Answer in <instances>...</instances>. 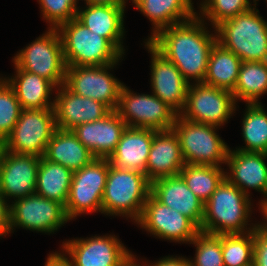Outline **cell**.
<instances>
[{"label":"cell","instance_id":"obj_1","mask_svg":"<svg viewBox=\"0 0 267 266\" xmlns=\"http://www.w3.org/2000/svg\"><path fill=\"white\" fill-rule=\"evenodd\" d=\"M203 23L195 16L160 30L148 41L178 68L189 84L190 78L203 83L210 51L217 42V36L209 34Z\"/></svg>","mask_w":267,"mask_h":266},{"label":"cell","instance_id":"obj_2","mask_svg":"<svg viewBox=\"0 0 267 266\" xmlns=\"http://www.w3.org/2000/svg\"><path fill=\"white\" fill-rule=\"evenodd\" d=\"M249 195L243 193L226 177L204 204L201 232L213 235L246 234L251 212ZM246 231V232H245Z\"/></svg>","mask_w":267,"mask_h":266},{"label":"cell","instance_id":"obj_3","mask_svg":"<svg viewBox=\"0 0 267 266\" xmlns=\"http://www.w3.org/2000/svg\"><path fill=\"white\" fill-rule=\"evenodd\" d=\"M257 12L254 4L215 27L217 42L243 62H267V22Z\"/></svg>","mask_w":267,"mask_h":266},{"label":"cell","instance_id":"obj_4","mask_svg":"<svg viewBox=\"0 0 267 266\" xmlns=\"http://www.w3.org/2000/svg\"><path fill=\"white\" fill-rule=\"evenodd\" d=\"M151 194V182L144 173L109 165L102 197V213L126 215L137 222Z\"/></svg>","mask_w":267,"mask_h":266},{"label":"cell","instance_id":"obj_5","mask_svg":"<svg viewBox=\"0 0 267 266\" xmlns=\"http://www.w3.org/2000/svg\"><path fill=\"white\" fill-rule=\"evenodd\" d=\"M57 30L66 66H105L118 63L122 57L106 38L91 32L76 18Z\"/></svg>","mask_w":267,"mask_h":266},{"label":"cell","instance_id":"obj_6","mask_svg":"<svg viewBox=\"0 0 267 266\" xmlns=\"http://www.w3.org/2000/svg\"><path fill=\"white\" fill-rule=\"evenodd\" d=\"M218 126L194 123L177 115L172 129L178 136L186 164L220 166L229 147L217 135Z\"/></svg>","mask_w":267,"mask_h":266},{"label":"cell","instance_id":"obj_7","mask_svg":"<svg viewBox=\"0 0 267 266\" xmlns=\"http://www.w3.org/2000/svg\"><path fill=\"white\" fill-rule=\"evenodd\" d=\"M56 129L54 108L22 109L11 134L0 146L9 152L42 157Z\"/></svg>","mask_w":267,"mask_h":266},{"label":"cell","instance_id":"obj_8","mask_svg":"<svg viewBox=\"0 0 267 266\" xmlns=\"http://www.w3.org/2000/svg\"><path fill=\"white\" fill-rule=\"evenodd\" d=\"M13 60L17 67L49 80L55 88L65 83L66 64L57 29L48 30L21 50Z\"/></svg>","mask_w":267,"mask_h":266},{"label":"cell","instance_id":"obj_9","mask_svg":"<svg viewBox=\"0 0 267 266\" xmlns=\"http://www.w3.org/2000/svg\"><path fill=\"white\" fill-rule=\"evenodd\" d=\"M110 162L108 158H95L91 163L73 172L65 211L69 220L87 212L102 213V197Z\"/></svg>","mask_w":267,"mask_h":266},{"label":"cell","instance_id":"obj_10","mask_svg":"<svg viewBox=\"0 0 267 266\" xmlns=\"http://www.w3.org/2000/svg\"><path fill=\"white\" fill-rule=\"evenodd\" d=\"M127 127L164 131L172 129L177 113L157 96L134 94L125 85L121 88L116 109Z\"/></svg>","mask_w":267,"mask_h":266},{"label":"cell","instance_id":"obj_11","mask_svg":"<svg viewBox=\"0 0 267 266\" xmlns=\"http://www.w3.org/2000/svg\"><path fill=\"white\" fill-rule=\"evenodd\" d=\"M235 104L232 92L204 83L189 84L185 107L179 115L194 123L219 127L232 116Z\"/></svg>","mask_w":267,"mask_h":266},{"label":"cell","instance_id":"obj_12","mask_svg":"<svg viewBox=\"0 0 267 266\" xmlns=\"http://www.w3.org/2000/svg\"><path fill=\"white\" fill-rule=\"evenodd\" d=\"M117 63L105 66H66L64 85L73 93L104 103L111 110L119 104L123 83L109 74Z\"/></svg>","mask_w":267,"mask_h":266},{"label":"cell","instance_id":"obj_13","mask_svg":"<svg viewBox=\"0 0 267 266\" xmlns=\"http://www.w3.org/2000/svg\"><path fill=\"white\" fill-rule=\"evenodd\" d=\"M10 205V231L19 226L28 230L51 233L69 221L61 203L31 194Z\"/></svg>","mask_w":267,"mask_h":266},{"label":"cell","instance_id":"obj_14","mask_svg":"<svg viewBox=\"0 0 267 266\" xmlns=\"http://www.w3.org/2000/svg\"><path fill=\"white\" fill-rule=\"evenodd\" d=\"M62 246L72 261L59 254L70 266H121L132 255L114 236L73 239Z\"/></svg>","mask_w":267,"mask_h":266},{"label":"cell","instance_id":"obj_15","mask_svg":"<svg viewBox=\"0 0 267 266\" xmlns=\"http://www.w3.org/2000/svg\"><path fill=\"white\" fill-rule=\"evenodd\" d=\"M143 229L162 239L191 242L200 229L186 216L148 196L137 221Z\"/></svg>","mask_w":267,"mask_h":266},{"label":"cell","instance_id":"obj_16","mask_svg":"<svg viewBox=\"0 0 267 266\" xmlns=\"http://www.w3.org/2000/svg\"><path fill=\"white\" fill-rule=\"evenodd\" d=\"M40 159L36 155L9 152L0 146V194L5 200L35 194Z\"/></svg>","mask_w":267,"mask_h":266},{"label":"cell","instance_id":"obj_17","mask_svg":"<svg viewBox=\"0 0 267 266\" xmlns=\"http://www.w3.org/2000/svg\"><path fill=\"white\" fill-rule=\"evenodd\" d=\"M145 46L152 54L151 86L153 94L179 115L185 107L189 83L183 78L178 68L148 41Z\"/></svg>","mask_w":267,"mask_h":266},{"label":"cell","instance_id":"obj_18","mask_svg":"<svg viewBox=\"0 0 267 266\" xmlns=\"http://www.w3.org/2000/svg\"><path fill=\"white\" fill-rule=\"evenodd\" d=\"M54 99L56 127L72 130L76 126L104 118L112 110L104 103L71 92L64 84Z\"/></svg>","mask_w":267,"mask_h":266},{"label":"cell","instance_id":"obj_19","mask_svg":"<svg viewBox=\"0 0 267 266\" xmlns=\"http://www.w3.org/2000/svg\"><path fill=\"white\" fill-rule=\"evenodd\" d=\"M127 125L116 110L104 118L76 126L72 132L96 158H109Z\"/></svg>","mask_w":267,"mask_h":266},{"label":"cell","instance_id":"obj_20","mask_svg":"<svg viewBox=\"0 0 267 266\" xmlns=\"http://www.w3.org/2000/svg\"><path fill=\"white\" fill-rule=\"evenodd\" d=\"M151 194L163 205L189 218L201 230L204 203L187 187L180 175L156 179L151 183Z\"/></svg>","mask_w":267,"mask_h":266},{"label":"cell","instance_id":"obj_21","mask_svg":"<svg viewBox=\"0 0 267 266\" xmlns=\"http://www.w3.org/2000/svg\"><path fill=\"white\" fill-rule=\"evenodd\" d=\"M185 164L175 131H155L146 165L148 180L152 183L156 179L179 175Z\"/></svg>","mask_w":267,"mask_h":266},{"label":"cell","instance_id":"obj_22","mask_svg":"<svg viewBox=\"0 0 267 266\" xmlns=\"http://www.w3.org/2000/svg\"><path fill=\"white\" fill-rule=\"evenodd\" d=\"M266 158V153L229 150L225 164L229 165L230 174L226 173L225 177L246 195H249L247 189L252 188L262 192L266 198L267 164L264 161Z\"/></svg>","mask_w":267,"mask_h":266},{"label":"cell","instance_id":"obj_23","mask_svg":"<svg viewBox=\"0 0 267 266\" xmlns=\"http://www.w3.org/2000/svg\"><path fill=\"white\" fill-rule=\"evenodd\" d=\"M155 130L126 127L115 151L108 158L111 165L144 173Z\"/></svg>","mask_w":267,"mask_h":266},{"label":"cell","instance_id":"obj_24","mask_svg":"<svg viewBox=\"0 0 267 266\" xmlns=\"http://www.w3.org/2000/svg\"><path fill=\"white\" fill-rule=\"evenodd\" d=\"M125 5L87 4L85 10H77L76 19L91 32L106 38L121 54L124 34Z\"/></svg>","mask_w":267,"mask_h":266},{"label":"cell","instance_id":"obj_25","mask_svg":"<svg viewBox=\"0 0 267 266\" xmlns=\"http://www.w3.org/2000/svg\"><path fill=\"white\" fill-rule=\"evenodd\" d=\"M44 157L73 172L91 163L96 157L87 149L72 130L56 129L48 142Z\"/></svg>","mask_w":267,"mask_h":266},{"label":"cell","instance_id":"obj_26","mask_svg":"<svg viewBox=\"0 0 267 266\" xmlns=\"http://www.w3.org/2000/svg\"><path fill=\"white\" fill-rule=\"evenodd\" d=\"M15 77L6 79L13 89L22 109L54 108V101L48 102L55 87L49 80L29 73L15 65Z\"/></svg>","mask_w":267,"mask_h":266},{"label":"cell","instance_id":"obj_27","mask_svg":"<svg viewBox=\"0 0 267 266\" xmlns=\"http://www.w3.org/2000/svg\"><path fill=\"white\" fill-rule=\"evenodd\" d=\"M192 4V0H144L137 9L155 26L148 41L160 30L197 16Z\"/></svg>","mask_w":267,"mask_h":266},{"label":"cell","instance_id":"obj_28","mask_svg":"<svg viewBox=\"0 0 267 266\" xmlns=\"http://www.w3.org/2000/svg\"><path fill=\"white\" fill-rule=\"evenodd\" d=\"M242 62L236 54L216 42L209 54L203 83L233 92Z\"/></svg>","mask_w":267,"mask_h":266},{"label":"cell","instance_id":"obj_29","mask_svg":"<svg viewBox=\"0 0 267 266\" xmlns=\"http://www.w3.org/2000/svg\"><path fill=\"white\" fill-rule=\"evenodd\" d=\"M73 171L41 157L37 171L35 193L66 205Z\"/></svg>","mask_w":267,"mask_h":266},{"label":"cell","instance_id":"obj_30","mask_svg":"<svg viewBox=\"0 0 267 266\" xmlns=\"http://www.w3.org/2000/svg\"><path fill=\"white\" fill-rule=\"evenodd\" d=\"M232 93L235 102L259 103V97L267 93V62H242Z\"/></svg>","mask_w":267,"mask_h":266},{"label":"cell","instance_id":"obj_31","mask_svg":"<svg viewBox=\"0 0 267 266\" xmlns=\"http://www.w3.org/2000/svg\"><path fill=\"white\" fill-rule=\"evenodd\" d=\"M221 166L185 164L179 175L187 187L205 204L226 173Z\"/></svg>","mask_w":267,"mask_h":266},{"label":"cell","instance_id":"obj_32","mask_svg":"<svg viewBox=\"0 0 267 266\" xmlns=\"http://www.w3.org/2000/svg\"><path fill=\"white\" fill-rule=\"evenodd\" d=\"M247 105L242 122V136L246 146L236 150L267 154V113L260 103Z\"/></svg>","mask_w":267,"mask_h":266},{"label":"cell","instance_id":"obj_33","mask_svg":"<svg viewBox=\"0 0 267 266\" xmlns=\"http://www.w3.org/2000/svg\"><path fill=\"white\" fill-rule=\"evenodd\" d=\"M221 243L224 266L253 265V230L246 234L221 235Z\"/></svg>","mask_w":267,"mask_h":266},{"label":"cell","instance_id":"obj_34","mask_svg":"<svg viewBox=\"0 0 267 266\" xmlns=\"http://www.w3.org/2000/svg\"><path fill=\"white\" fill-rule=\"evenodd\" d=\"M21 111L13 89L5 79L0 78V145L11 134Z\"/></svg>","mask_w":267,"mask_h":266},{"label":"cell","instance_id":"obj_35","mask_svg":"<svg viewBox=\"0 0 267 266\" xmlns=\"http://www.w3.org/2000/svg\"><path fill=\"white\" fill-rule=\"evenodd\" d=\"M196 245V256L191 266H224L221 235L199 232L190 242Z\"/></svg>","mask_w":267,"mask_h":266},{"label":"cell","instance_id":"obj_36","mask_svg":"<svg viewBox=\"0 0 267 266\" xmlns=\"http://www.w3.org/2000/svg\"><path fill=\"white\" fill-rule=\"evenodd\" d=\"M249 0H205L201 4L203 16L211 21L215 28L221 22L251 9Z\"/></svg>","mask_w":267,"mask_h":266},{"label":"cell","instance_id":"obj_37","mask_svg":"<svg viewBox=\"0 0 267 266\" xmlns=\"http://www.w3.org/2000/svg\"><path fill=\"white\" fill-rule=\"evenodd\" d=\"M43 18L51 23L52 29H58L62 24L76 18L77 0H38Z\"/></svg>","mask_w":267,"mask_h":266},{"label":"cell","instance_id":"obj_38","mask_svg":"<svg viewBox=\"0 0 267 266\" xmlns=\"http://www.w3.org/2000/svg\"><path fill=\"white\" fill-rule=\"evenodd\" d=\"M254 256L253 266H267V231L258 224L253 228Z\"/></svg>","mask_w":267,"mask_h":266},{"label":"cell","instance_id":"obj_39","mask_svg":"<svg viewBox=\"0 0 267 266\" xmlns=\"http://www.w3.org/2000/svg\"><path fill=\"white\" fill-rule=\"evenodd\" d=\"M10 231V205L0 194V236H5Z\"/></svg>","mask_w":267,"mask_h":266},{"label":"cell","instance_id":"obj_40","mask_svg":"<svg viewBox=\"0 0 267 266\" xmlns=\"http://www.w3.org/2000/svg\"><path fill=\"white\" fill-rule=\"evenodd\" d=\"M147 266H191L190 260L180 257H166Z\"/></svg>","mask_w":267,"mask_h":266},{"label":"cell","instance_id":"obj_41","mask_svg":"<svg viewBox=\"0 0 267 266\" xmlns=\"http://www.w3.org/2000/svg\"><path fill=\"white\" fill-rule=\"evenodd\" d=\"M45 266H70L67 261L57 252L50 254Z\"/></svg>","mask_w":267,"mask_h":266},{"label":"cell","instance_id":"obj_42","mask_svg":"<svg viewBox=\"0 0 267 266\" xmlns=\"http://www.w3.org/2000/svg\"><path fill=\"white\" fill-rule=\"evenodd\" d=\"M85 4L125 5V0H84Z\"/></svg>","mask_w":267,"mask_h":266},{"label":"cell","instance_id":"obj_43","mask_svg":"<svg viewBox=\"0 0 267 266\" xmlns=\"http://www.w3.org/2000/svg\"><path fill=\"white\" fill-rule=\"evenodd\" d=\"M260 204H261L260 206H261V209H262V213L264 214V217L267 220V199L261 200ZM259 226L261 228H263L265 231H267V224L266 223L261 224V225L259 224Z\"/></svg>","mask_w":267,"mask_h":266},{"label":"cell","instance_id":"obj_44","mask_svg":"<svg viewBox=\"0 0 267 266\" xmlns=\"http://www.w3.org/2000/svg\"><path fill=\"white\" fill-rule=\"evenodd\" d=\"M134 255L132 254L121 266H141L135 262ZM144 266V265H142Z\"/></svg>","mask_w":267,"mask_h":266},{"label":"cell","instance_id":"obj_45","mask_svg":"<svg viewBox=\"0 0 267 266\" xmlns=\"http://www.w3.org/2000/svg\"><path fill=\"white\" fill-rule=\"evenodd\" d=\"M135 4L136 8L144 1V0H132Z\"/></svg>","mask_w":267,"mask_h":266}]
</instances>
